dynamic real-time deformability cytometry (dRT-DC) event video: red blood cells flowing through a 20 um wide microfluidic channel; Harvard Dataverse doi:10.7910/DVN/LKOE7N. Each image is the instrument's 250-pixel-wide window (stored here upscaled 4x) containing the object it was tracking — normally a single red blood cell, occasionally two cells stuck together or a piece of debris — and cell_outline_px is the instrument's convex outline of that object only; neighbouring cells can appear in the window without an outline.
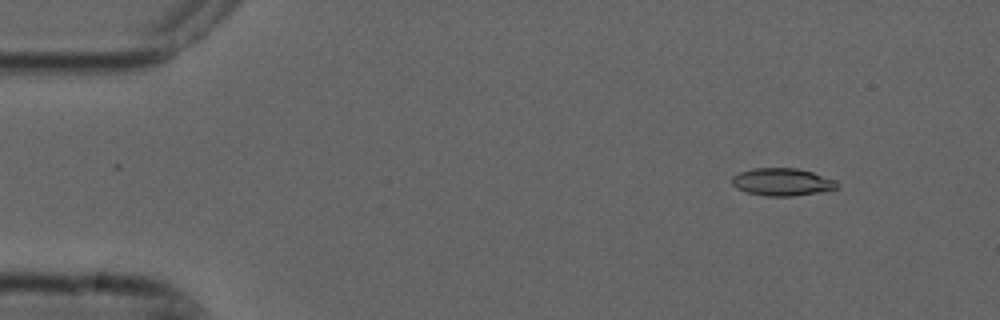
{"species": "common noctule bat (a hibernating species)", "species_latin": "Nyctalus noctula", "temperature_condition": "cold", "stored_images_in_passage": 5, "camera_frame_rate_fps": 3000, "um_per_image_px": 0.085, "animal": {"sex": "male", "forearm_length_mm": 52.5}, "frame": {"image": 1, "passage_image": 2, "time_ms": 0.333, "image_size_px": [1000, 320], "cell_outline_px": [[840, 184], [836, 188], [816, 192], [792, 196], [768, 196], [748, 192], [736, 188], [732, 184], [732, 176], [740, 172], [752, 168], [796, 168], [812, 172], [836, 180]], "centroid_in_image_um": [66.47, 15.45], "position_along_channel_um": 18.5, "area_um2": 16.7}}
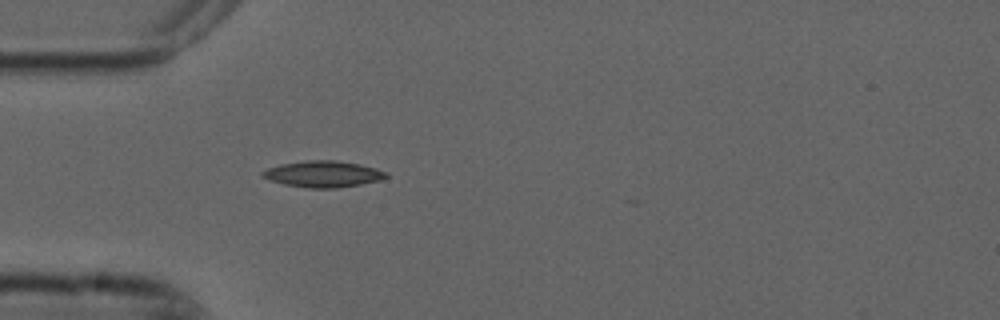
{"frame": {"image": 2, "passage_image": 5, "time_ms": 1.333, "image_size_px": [1000, 320], "cell_outline_px": [[388, 176], [380, 180], [360, 184], [336, 188], [308, 188], [284, 184], [260, 176], [260, 172], [268, 168], [280, 164], [304, 160], [336, 160], [376, 168], [388, 172]], "centroid_in_image_um": [27.45, 14.79], "position_along_channel_um": 57.6, "area_um2": 18.9}}